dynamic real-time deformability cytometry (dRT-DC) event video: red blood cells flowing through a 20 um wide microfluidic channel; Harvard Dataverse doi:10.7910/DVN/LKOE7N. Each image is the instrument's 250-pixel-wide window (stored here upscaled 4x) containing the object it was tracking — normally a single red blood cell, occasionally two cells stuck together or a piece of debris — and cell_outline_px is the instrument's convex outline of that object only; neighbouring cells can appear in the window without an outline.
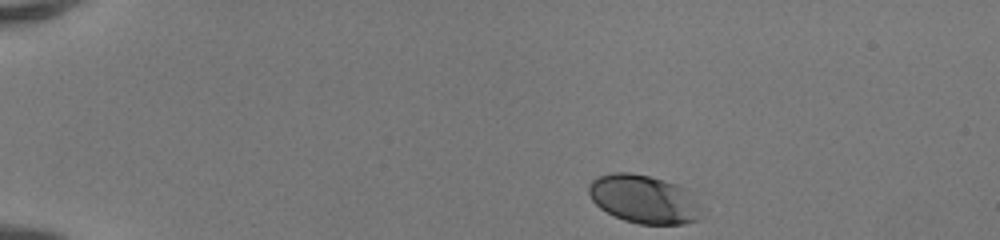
{"species": "human", "species_latin": "Homo sapiens", "temperature_condition": "room temperature", "stored_images_in_passage": 42, "camera_frame_rate_fps": 3000, "um_per_image_px": 0.085, "donor": {"sex": "female"}, "frame": {"image": 1, "passage_image": 1, "time_ms": 0.0, "image_size_px": [1000, 240], "cell_outline_px": [[696, 220], [684, 224], [640, 224], [624, 220], [600, 208], [592, 200], [588, 192], [588, 184], [596, 176], [612, 172], [632, 172], [664, 180], [676, 184], [696, 192]], "centroid_in_image_um": [54.68, 16.89], "position_along_channel_um": 30.3, "area_um2": 31.67}}
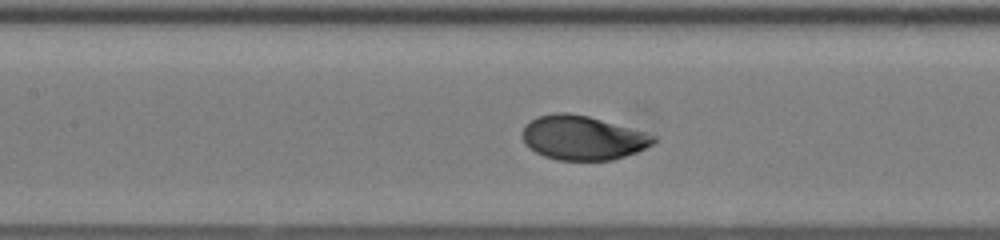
{"frame": {"image": 2, "passage_image": 17, "time_ms": 5.333, "image_size_px": [1000, 240], "cell_outline_px": [[656, 140], [652, 144], [636, 152], [612, 160], [556, 160], [544, 156], [536, 152], [524, 144], [520, 136], [524, 124], [536, 116], [552, 112], [568, 112], [588, 116], [644, 132], [656, 136]], "centroid_in_image_um": [49.44, 11.7], "position_along_channel_um": 158.0, "area_um2": 33.93}}
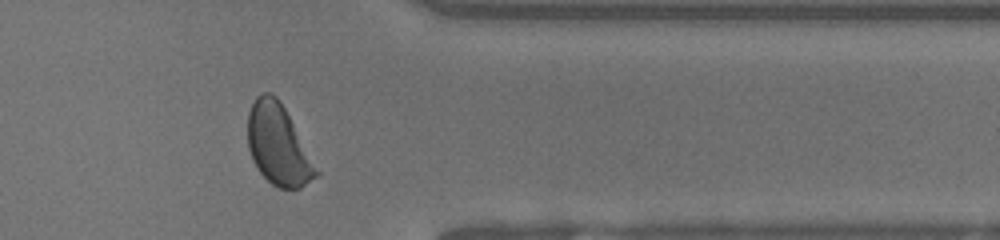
{"frame": {"image": 3, "passage_image": 34, "time_ms": 11.0, "image_size_px": [1000, 240], "cell_outline_px": [[320, 176], [300, 188], [280, 188], [272, 184], [256, 168], [252, 160], [248, 148], [248, 112], [256, 96], [264, 92], [272, 92], [280, 100], [320, 172]], "centroid_in_image_um": [23.65, 12.31], "position_along_channel_um": 387.8, "area_um2": 32.14}, "authors_computed_cell_mechanics": {"area_um2": 33.7841, "velocity_mm_per_s": 4.1532, "shape_relaxation_time_tau1_ms": 2.2836, "shape_relaxation_time_tau2_ms": null, "deformation_change_tau1": 0.1222, "deformation_change_tau2": null}}